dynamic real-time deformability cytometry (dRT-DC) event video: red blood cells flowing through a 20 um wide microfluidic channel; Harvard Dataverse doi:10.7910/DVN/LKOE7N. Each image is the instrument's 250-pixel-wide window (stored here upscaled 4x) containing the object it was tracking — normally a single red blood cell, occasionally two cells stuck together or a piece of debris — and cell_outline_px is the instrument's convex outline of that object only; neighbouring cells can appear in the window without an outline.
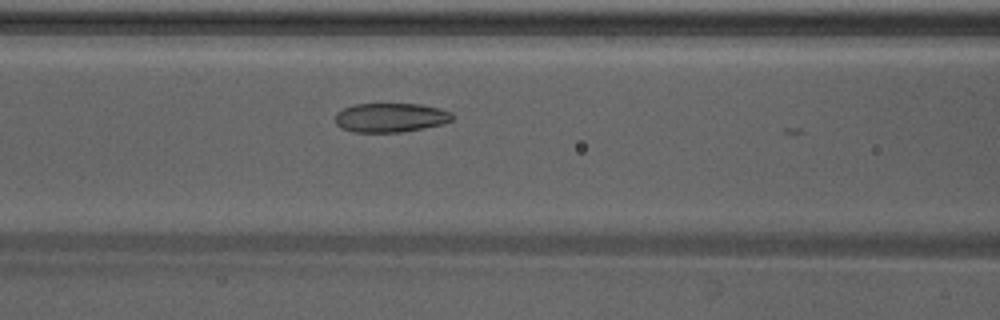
{"species": "Egyptian fruit bat (a non-hibernating species)", "species_latin": "Rousettus aegyptiacus", "temperature_condition": "warm", "stored_images_in_passage": 19, "camera_frame_rate_fps": 3000, "um_per_image_px": 0.085, "animal": {"sex": "male"}, "frame": {"image": 1, "passage_image": 13, "time_ms": 4.0, "image_size_px": [1000, 320], "cell_outline_px": [[452, 120], [444, 124], [424, 128], [400, 132], [352, 132], [336, 124], [336, 112], [352, 104], [420, 104], [452, 112]], "centroid_in_image_um": [33.19, 9.99], "position_along_channel_um": 133.4, "area_um2": 19.83}}
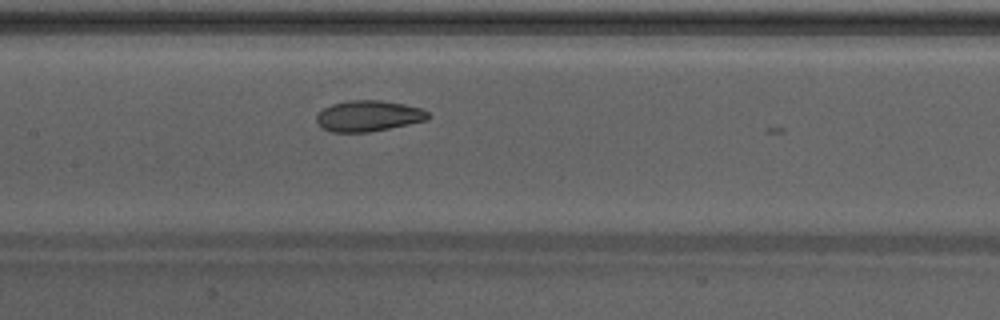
{"frame": {"image": 2, "passage_image": 16, "time_ms": 5.0, "image_size_px": [1000, 320], "cell_outline_px": [[432, 116], [428, 120], [368, 132], [332, 132], [320, 128], [316, 120], [316, 116], [324, 108], [332, 104], [352, 100], [380, 100], [404, 104], [420, 108], [428, 112]], "centroid_in_image_um": [31.32, 9.86], "position_along_channel_um": 176.1, "area_um2": 20.06}}